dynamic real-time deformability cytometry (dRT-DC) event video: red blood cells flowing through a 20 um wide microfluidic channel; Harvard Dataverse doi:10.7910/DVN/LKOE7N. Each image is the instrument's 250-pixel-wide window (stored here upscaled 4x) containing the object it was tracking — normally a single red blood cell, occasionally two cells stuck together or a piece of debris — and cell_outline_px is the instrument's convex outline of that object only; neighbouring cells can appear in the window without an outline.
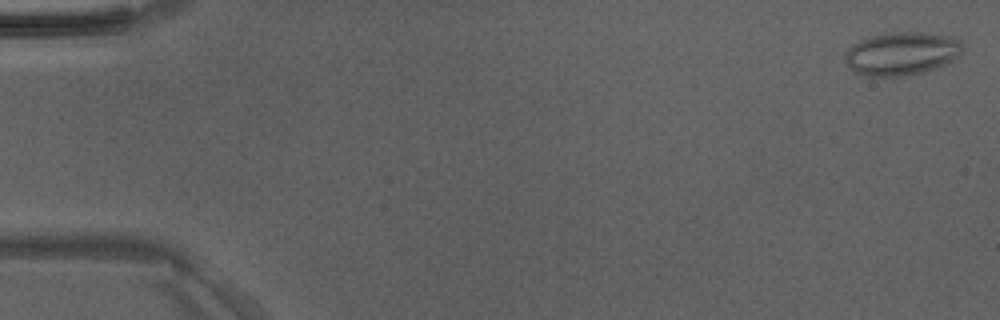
{"species": "Egyptian fruit bat (a non-hibernating species)", "species_latin": "Rousettus aegyptiacus", "temperature_condition": "room temperature", "stored_images_in_passage": 7, "camera_frame_rate_fps": 3000, "um_per_image_px": 0.085, "animal": {"sex": "male"}, "frame": {"image": 1, "passage_image": 1, "time_ms": 0.0, "image_size_px": [1000, 320], "cell_outline_px": [[964, 52], [952, 60], [936, 68], [920, 72], [900, 76], [868, 76], [852, 72], [844, 64], [844, 52], [852, 44], [860, 40], [872, 36], [892, 32], [924, 32], [956, 36], [964, 44]], "centroid_in_image_um": [76.64, 4.54], "position_along_channel_um": 8.4, "area_um2": 30.11}}